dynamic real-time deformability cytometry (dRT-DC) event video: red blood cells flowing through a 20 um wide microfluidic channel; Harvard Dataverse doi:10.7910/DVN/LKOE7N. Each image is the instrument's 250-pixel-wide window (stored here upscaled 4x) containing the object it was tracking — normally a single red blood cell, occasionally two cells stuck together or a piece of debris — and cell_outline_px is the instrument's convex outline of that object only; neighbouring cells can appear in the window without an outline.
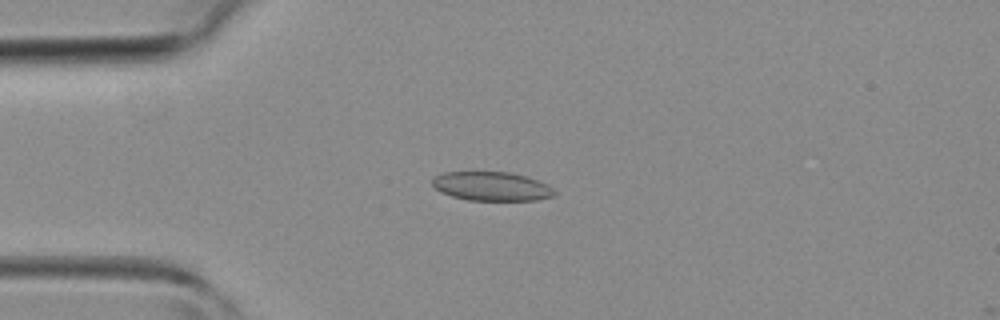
{"species": "common noctule bat (a hibernating species)", "species_latin": "Nyctalus noctula", "temperature_condition": "room temperature", "stored_images_in_passage": 11, "camera_frame_rate_fps": 3000, "um_per_image_px": 0.085, "animal": {"sex": "female", "body_mass_g": 19.3, "forearm_length_mm": 54.1}, "frame": {"image": 1, "passage_image": 9, "time_ms": 2.667, "image_size_px": [1000, 320], "cell_outline_px": [[556, 196], [536, 200], [468, 200], [452, 196], [440, 192], [432, 184], [432, 180], [436, 176], [444, 172], [512, 172], [528, 176], [548, 184], [556, 192]], "centroid_in_image_um": [41.83, 15.83], "position_along_channel_um": 43.2, "area_um2": 20.75}}